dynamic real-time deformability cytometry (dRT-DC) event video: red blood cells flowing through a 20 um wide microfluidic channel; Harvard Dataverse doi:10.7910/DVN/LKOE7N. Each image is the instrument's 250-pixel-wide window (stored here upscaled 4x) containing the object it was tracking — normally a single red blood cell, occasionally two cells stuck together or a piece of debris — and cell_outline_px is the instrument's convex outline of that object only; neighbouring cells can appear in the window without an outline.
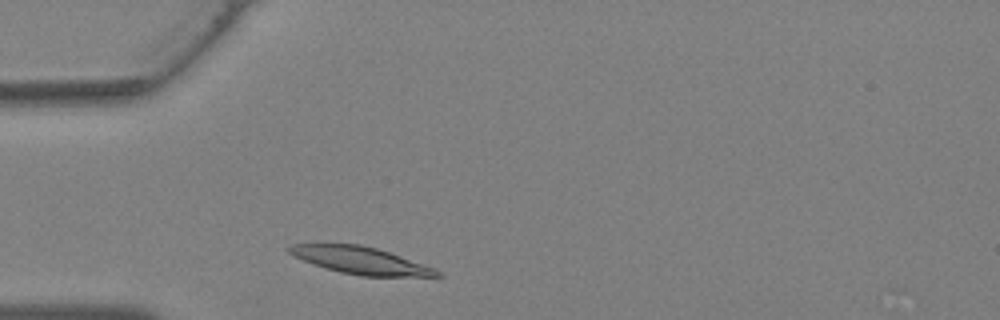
{"species": "Egyptian fruit bat (a non-hibernating species)", "species_latin": "Rousettus aegyptiacus", "temperature_condition": "warm", "stored_images_in_passage": 22, "camera_frame_rate_fps": 3000, "um_per_image_px": 0.085, "animal": {"sex": "female"}, "frame": {"image": 1, "passage_image": 2, "time_ms": 0.333, "image_size_px": [1000, 320], "cell_outline_px": [[444, 276], [360, 276], [340, 272], [312, 264], [292, 256], [288, 252], [288, 248], [292, 244], [320, 240], [360, 244], [376, 248], [400, 256], [432, 268], [440, 272]], "centroid_in_image_um": [30.45, 22.07], "position_along_channel_um": 54.5, "area_um2": 23.99}}
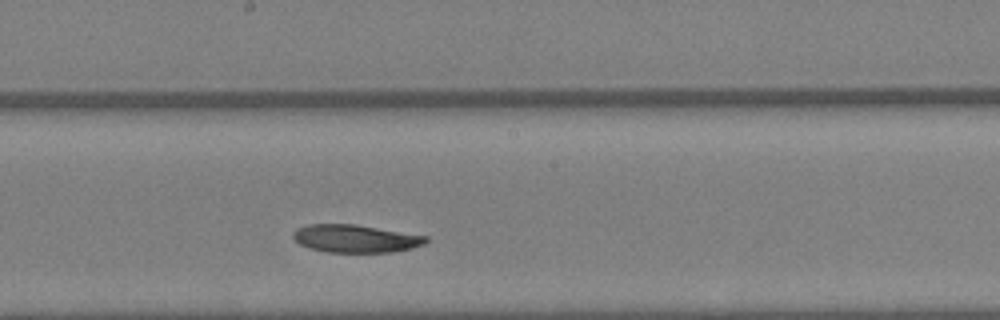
{"frame": {"image": 2, "passage_image": 12, "time_ms": 3.667, "image_size_px": [1000, 320], "cell_outline_px": [[428, 240], [424, 244], [412, 248], [392, 252], [328, 252], [308, 248], [300, 244], [292, 236], [292, 232], [296, 228], [308, 224], [352, 224], [428, 236]], "centroid_in_image_um": [30.19, 20.28], "position_along_channel_um": 218.0, "area_um2": 21.44}}
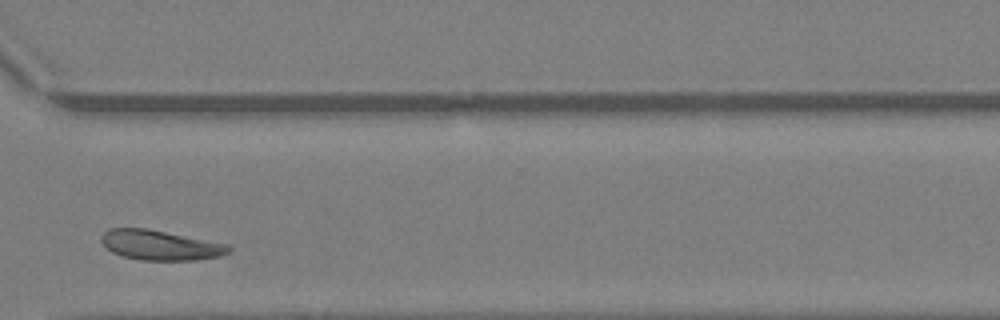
{"frame": {"image": 3, "passage_image": 20, "time_ms": 6.333, "image_size_px": [1000, 320], "cell_outline_px": [[232, 252], [220, 256], [196, 260], [140, 260], [124, 256], [112, 252], [100, 240], [100, 236], [104, 232], [112, 228], [148, 228], [228, 244], [232, 248]], "centroid_in_image_um": [13.66, 20.83], "position_along_channel_um": 356.9, "area_um2": 22.25}}